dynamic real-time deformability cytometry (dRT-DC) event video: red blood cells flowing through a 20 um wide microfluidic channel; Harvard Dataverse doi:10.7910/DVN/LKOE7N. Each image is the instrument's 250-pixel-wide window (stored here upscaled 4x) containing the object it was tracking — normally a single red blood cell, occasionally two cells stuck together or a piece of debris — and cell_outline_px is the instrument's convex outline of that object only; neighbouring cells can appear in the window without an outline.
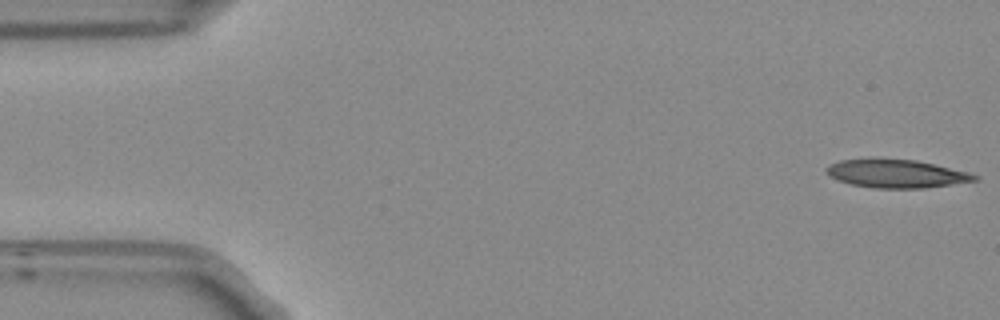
{"species": "Egyptian fruit bat (a non-hibernating species)", "species_latin": "Rousettus aegyptiacus", "temperature_condition": "room temperature", "stored_images_in_passage": 48, "camera_frame_rate_fps": 3000, "um_per_image_px": 0.085, "frame": {"image": 1, "passage_image": 1, "time_ms": 0.0, "image_size_px": [1000, 320], "cell_outline_px": [[980, 176], [976, 180], [924, 188], [872, 188], [852, 184], [828, 176], [824, 172], [824, 168], [840, 160], [872, 156], [916, 160]], "centroid_in_image_um": [76.05, 14.72], "position_along_channel_um": 9.0, "area_um2": 24.62}}
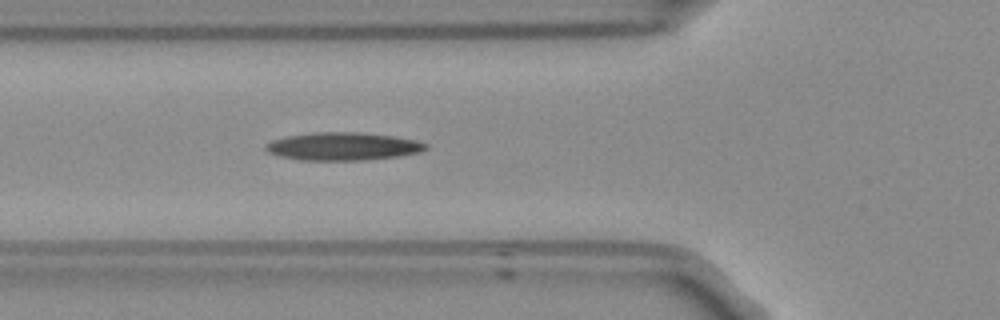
{"frame": {"image": 2, "passage_image": 18, "time_ms": 5.667, "image_size_px": [1000, 320], "cell_outline_px": [[428, 148], [416, 152], [396, 156], [364, 160], [300, 160], [280, 156], [268, 152], [264, 148], [264, 144], [272, 140], [288, 136], [312, 132], [364, 132], [392, 136], [416, 140], [428, 144]], "centroid_in_image_um": [29.1, 12.43], "position_along_channel_um": 96.7, "area_um2": 25.95}}
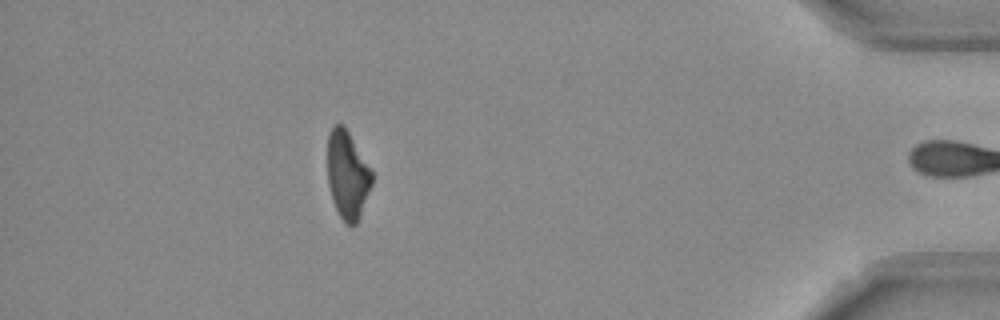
{"frame": {"image": 3, "passage_image": 47, "time_ms": 15.333, "image_size_px": [1000, 320], "cell_outline_px": [[372, 184], [356, 224], [344, 224], [332, 200], [328, 184], [328, 132], [336, 124], [344, 124], [372, 172]], "centroid_in_image_um": [29.51, 14.85], "position_along_channel_um": 405.7, "area_um2": 22.43}}